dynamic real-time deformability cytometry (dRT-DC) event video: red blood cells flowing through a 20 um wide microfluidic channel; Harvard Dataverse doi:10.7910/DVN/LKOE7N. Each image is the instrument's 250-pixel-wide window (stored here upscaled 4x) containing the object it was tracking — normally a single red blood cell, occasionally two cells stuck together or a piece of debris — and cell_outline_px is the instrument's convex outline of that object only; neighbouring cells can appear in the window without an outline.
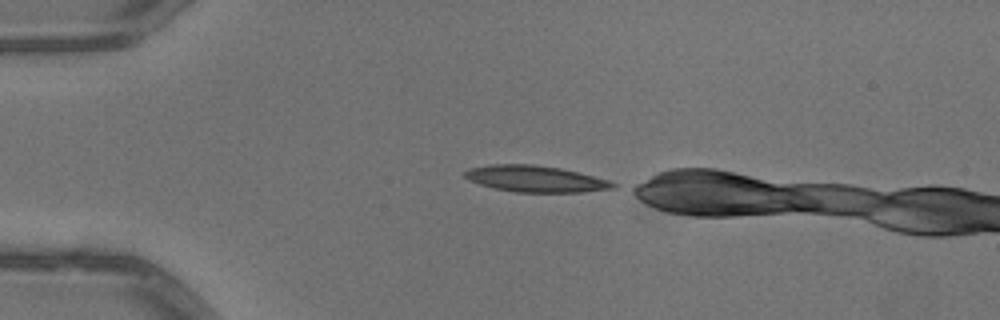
{"species": "common noctule bat (a hibernating species)", "species_latin": "Nyctalus noctula", "temperature_condition": "warm", "stored_images_in_passage": 31, "camera_frame_rate_fps": 3000, "um_per_image_px": 0.085, "animal": {"sex": "male", "body_mass_g": 13.3}, "frame": {"image": 1, "passage_image": 1, "time_ms": 0.0, "image_size_px": [1000, 320], "cell_outline_px": [[616, 188], [580, 192], [516, 192], [492, 188], [468, 180], [464, 176], [464, 172], [468, 168], [492, 164], [532, 164], [560, 168], [608, 180], [616, 184]], "centroid_in_image_um": [45.46, 15.2], "position_along_channel_um": 39.5, "area_um2": 22.66}}
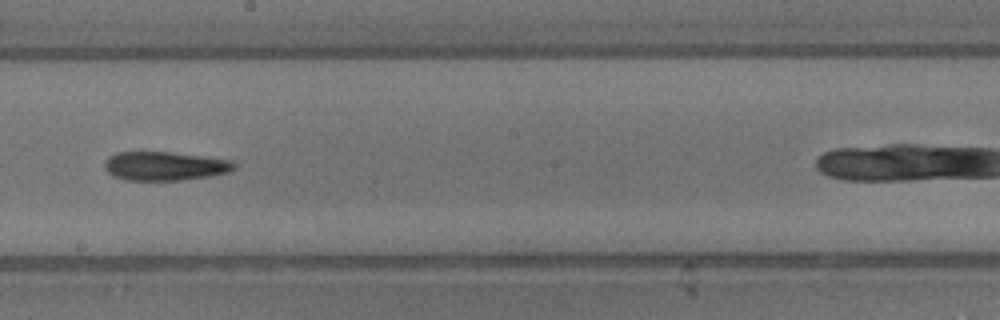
{"frame": {"image": 2, "passage_image": 18, "time_ms": 5.667, "image_size_px": [1000, 320], "cell_outline_px": [[236, 168], [228, 172], [212, 176], [184, 180], [124, 180], [112, 176], [104, 168], [104, 160], [108, 156], [116, 152], [168, 152], [204, 156], [232, 160], [236, 164]], "centroid_in_image_um": [13.99, 14.11], "position_along_channel_um": 234.2, "area_um2": 22.08}}
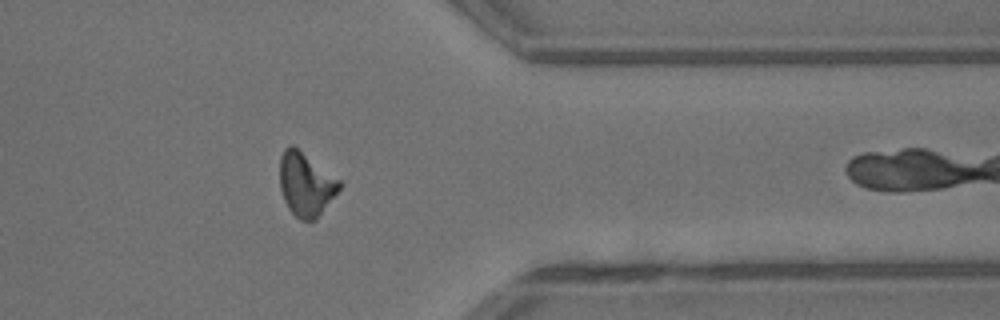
{"frame": {"image": 3, "passage_image": 30, "time_ms": 9.667, "image_size_px": [1000, 320], "cell_outline_px": [[344, 184], [316, 220], [300, 220], [288, 208], [284, 200], [280, 188], [280, 156], [284, 148], [288, 144], [292, 144], [340, 180]], "centroid_in_image_um": [26.0, 15.66], "position_along_channel_um": 385.4, "area_um2": 22.14}}